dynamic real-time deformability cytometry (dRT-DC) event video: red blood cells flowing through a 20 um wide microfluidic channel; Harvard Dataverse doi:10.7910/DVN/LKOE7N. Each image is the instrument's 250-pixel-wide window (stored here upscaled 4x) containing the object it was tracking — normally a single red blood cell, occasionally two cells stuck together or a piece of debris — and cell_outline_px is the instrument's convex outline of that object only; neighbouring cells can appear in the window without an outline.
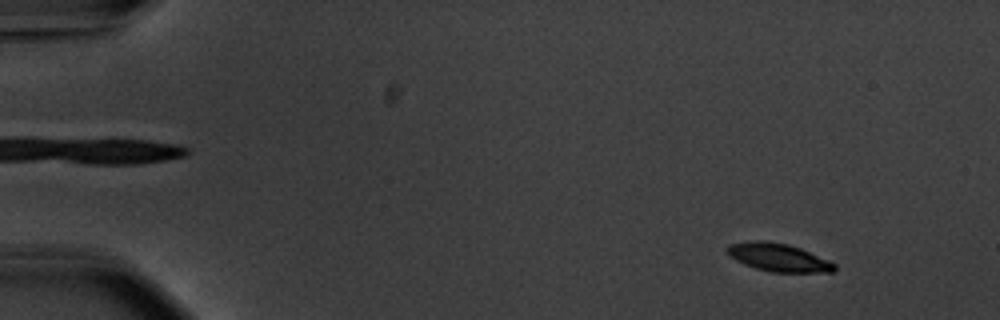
{"species": "common noctule bat (a hibernating species)", "species_latin": "Nyctalus noctula", "temperature_condition": "warm", "stored_images_in_passage": 56, "camera_frame_rate_fps": 3000, "um_per_image_px": 0.085, "animal": {"sex": "male", "body_mass_g": 20.1, "forearm_length_mm": 53.5}, "frame": {"image": 1, "passage_image": 6, "time_ms": 1.667, "image_size_px": [1000, 320], "cell_outline_px": [[836, 268], [832, 272], [772, 272], [756, 268], [744, 264], [736, 260], [728, 252], [728, 248], [732, 244], [748, 240], [764, 240], [788, 244], [800, 248], [828, 260], [836, 264]], "centroid_in_image_um": [66.19, 21.88], "position_along_channel_um": 18.8, "area_um2": 17.28}}
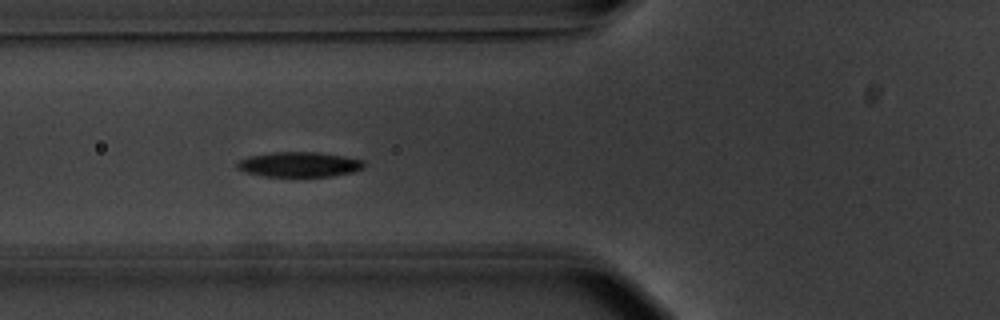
{"frame": {"image": 2, "passage_image": 22, "time_ms": 7.0, "image_size_px": [1000, 320], "cell_outline_px": [[364, 168], [352, 172], [332, 176], [264, 176], [244, 172], [236, 168], [236, 164], [240, 160], [248, 156], [272, 152], [320, 152], [344, 156], [364, 160]], "centroid_in_image_um": [25.43, 13.97], "position_along_channel_um": 100.4, "area_um2": 18.55}}
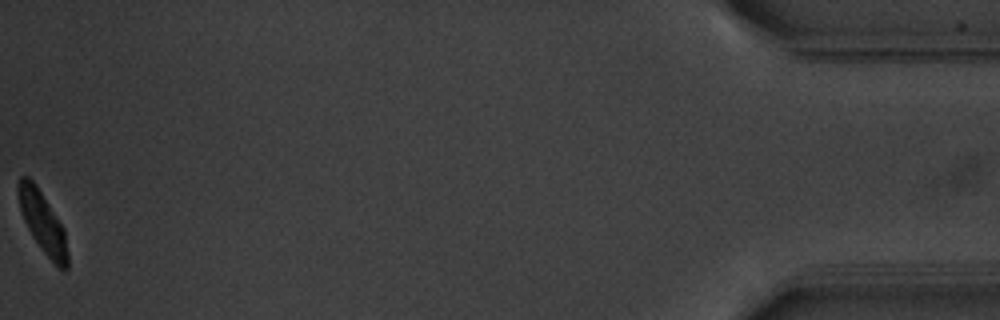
{"frame": {"image": 3, "passage_image": 56, "time_ms": 18.333, "image_size_px": [1000, 320], "cell_outline_px": [[68, 268], [64, 272], [44, 252], [32, 236], [20, 212], [16, 192], [16, 188], [20, 176], [28, 176], [36, 184], [64, 228], [68, 252]], "centroid_in_image_um": [3.6, 18.86], "position_along_channel_um": 431.6, "area_um2": 17.63}, "authors_computed_cell_mechanics": {"area_um2": 18.5249, "velocity_mm_per_s": 3.6945, "shape_relaxation_time_tau1_ms": 1.4736, "shape_relaxation_time_tau2_ms": 2.3656, "deformation_change_tau1": 0.1165, "deformation_change_tau2": 0.0557}}